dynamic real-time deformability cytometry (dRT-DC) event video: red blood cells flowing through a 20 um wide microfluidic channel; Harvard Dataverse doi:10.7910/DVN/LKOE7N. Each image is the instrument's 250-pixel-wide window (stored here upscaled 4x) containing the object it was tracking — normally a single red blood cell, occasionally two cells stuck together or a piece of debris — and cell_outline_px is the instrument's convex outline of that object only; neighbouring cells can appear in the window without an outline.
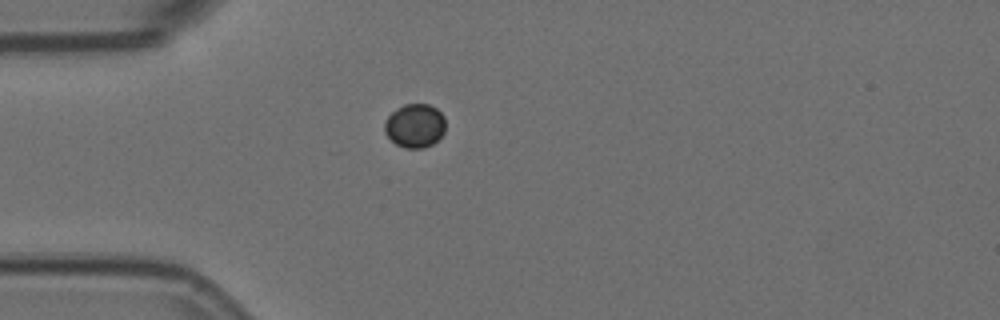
{"species": "Egyptian fruit bat (a non-hibernating species)", "species_latin": "Rousettus aegyptiacus", "temperature_condition": "room temperature", "stored_images_in_passage": 9, "camera_frame_rate_fps": 3000, "um_per_image_px": 0.085, "animal": {"sex": "female"}, "frame": {"image": 1, "passage_image": 1, "time_ms": 0.0, "image_size_px": [1000, 320], "cell_outline_px": [[444, 132], [432, 144], [424, 148], [404, 148], [396, 144], [384, 132], [384, 124], [388, 116], [396, 108], [404, 104], [428, 104], [436, 108], [444, 116]], "centroid_in_image_um": [35.25, 10.68], "position_along_channel_um": 49.8, "area_um2": 15.49}}
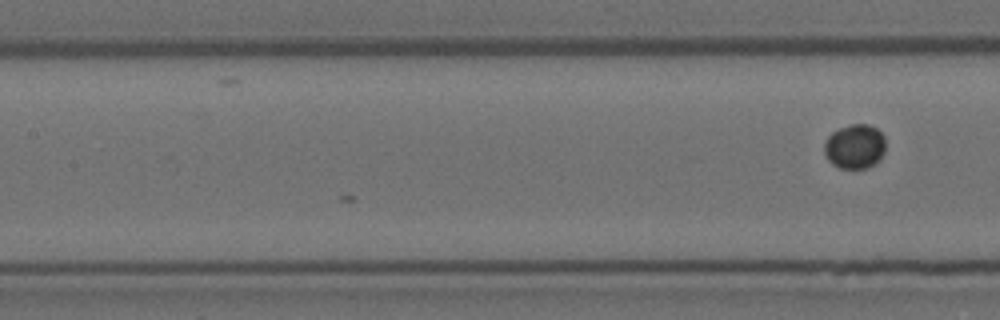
{"frame": {"image": 2, "passage_image": 9, "time_ms": 2.667, "image_size_px": [1000, 320], "cell_outline_px": [[884, 152], [880, 160], [868, 168], [840, 168], [832, 164], [828, 160], [824, 152], [824, 140], [832, 132], [840, 128], [852, 124], [868, 124], [876, 128], [884, 136]], "centroid_in_image_um": [72.65, 12.45], "position_along_channel_um": 134.8, "area_um2": 15.95}}